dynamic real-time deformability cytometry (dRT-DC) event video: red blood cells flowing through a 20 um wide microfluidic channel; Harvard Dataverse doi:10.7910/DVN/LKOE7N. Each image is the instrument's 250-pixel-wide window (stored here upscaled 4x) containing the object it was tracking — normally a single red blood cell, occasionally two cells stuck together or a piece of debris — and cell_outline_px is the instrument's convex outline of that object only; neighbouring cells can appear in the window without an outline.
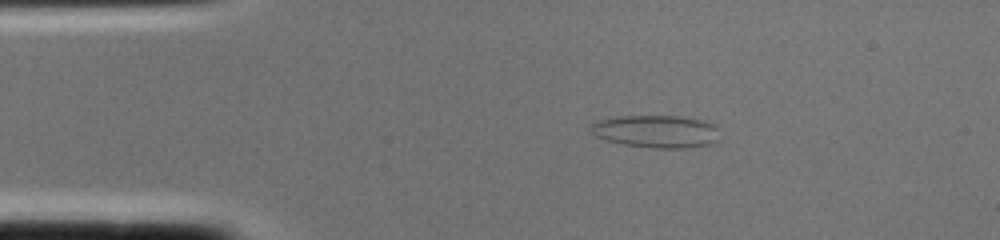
{"species": "common noctule bat (a hibernating species)", "species_latin": "Nyctalus noctula", "temperature_condition": "cold", "stored_images_in_passage": 1, "camera_frame_rate_fps": 3000, "um_per_image_px": 0.085, "animal": {"sex": "female", "body_mass_g": 22.0, "forearm_length_mm": 56.7}, "frame": {"image": 1, "passage_image": 1, "time_ms": 0.0, "image_size_px": [1000, 240], "cell_outline_px": [[716, 140], [708, 144], [688, 148], [652, 148], [624, 144], [604, 140], [596, 136], [588, 128], [592, 124], [600, 120], [620, 116], [680, 116], [704, 120], [712, 124], [716, 128]], "centroid_in_image_um": [55.74, 11.17], "position_along_channel_um": 29.3, "area_um2": 24.28}}